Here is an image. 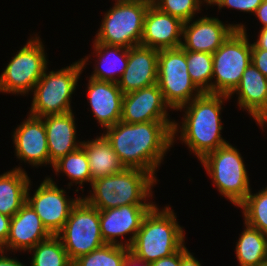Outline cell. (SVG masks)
<instances>
[{
    "label": "cell",
    "instance_id": "obj_21",
    "mask_svg": "<svg viewBox=\"0 0 267 266\" xmlns=\"http://www.w3.org/2000/svg\"><path fill=\"white\" fill-rule=\"evenodd\" d=\"M47 136L49 160L52 164L60 158L78 150L81 142H76V125L73 111L42 117Z\"/></svg>",
    "mask_w": 267,
    "mask_h": 266
},
{
    "label": "cell",
    "instance_id": "obj_26",
    "mask_svg": "<svg viewBox=\"0 0 267 266\" xmlns=\"http://www.w3.org/2000/svg\"><path fill=\"white\" fill-rule=\"evenodd\" d=\"M236 242V257L240 266H258L267 260V235L245 224Z\"/></svg>",
    "mask_w": 267,
    "mask_h": 266
},
{
    "label": "cell",
    "instance_id": "obj_41",
    "mask_svg": "<svg viewBox=\"0 0 267 266\" xmlns=\"http://www.w3.org/2000/svg\"><path fill=\"white\" fill-rule=\"evenodd\" d=\"M254 44L259 48V49H264L267 50V27L262 28L260 30L258 39Z\"/></svg>",
    "mask_w": 267,
    "mask_h": 266
},
{
    "label": "cell",
    "instance_id": "obj_43",
    "mask_svg": "<svg viewBox=\"0 0 267 266\" xmlns=\"http://www.w3.org/2000/svg\"><path fill=\"white\" fill-rule=\"evenodd\" d=\"M126 1H152V0H115V2H126Z\"/></svg>",
    "mask_w": 267,
    "mask_h": 266
},
{
    "label": "cell",
    "instance_id": "obj_37",
    "mask_svg": "<svg viewBox=\"0 0 267 266\" xmlns=\"http://www.w3.org/2000/svg\"><path fill=\"white\" fill-rule=\"evenodd\" d=\"M254 15L258 18V20L263 25L261 28L267 27V0H263V2L258 6Z\"/></svg>",
    "mask_w": 267,
    "mask_h": 266
},
{
    "label": "cell",
    "instance_id": "obj_32",
    "mask_svg": "<svg viewBox=\"0 0 267 266\" xmlns=\"http://www.w3.org/2000/svg\"><path fill=\"white\" fill-rule=\"evenodd\" d=\"M202 0H152V4L161 12L179 18L182 22L190 21L201 10Z\"/></svg>",
    "mask_w": 267,
    "mask_h": 266
},
{
    "label": "cell",
    "instance_id": "obj_13",
    "mask_svg": "<svg viewBox=\"0 0 267 266\" xmlns=\"http://www.w3.org/2000/svg\"><path fill=\"white\" fill-rule=\"evenodd\" d=\"M154 205H123L107 210H99V221L102 238L105 244H113L130 248L140 229L145 215ZM130 238L123 243L116 238L128 234Z\"/></svg>",
    "mask_w": 267,
    "mask_h": 266
},
{
    "label": "cell",
    "instance_id": "obj_17",
    "mask_svg": "<svg viewBox=\"0 0 267 266\" xmlns=\"http://www.w3.org/2000/svg\"><path fill=\"white\" fill-rule=\"evenodd\" d=\"M183 23L151 4L144 18L140 45L157 50L181 47Z\"/></svg>",
    "mask_w": 267,
    "mask_h": 266
},
{
    "label": "cell",
    "instance_id": "obj_18",
    "mask_svg": "<svg viewBox=\"0 0 267 266\" xmlns=\"http://www.w3.org/2000/svg\"><path fill=\"white\" fill-rule=\"evenodd\" d=\"M158 54L141 45L128 48V65L117 83L123 94L157 83Z\"/></svg>",
    "mask_w": 267,
    "mask_h": 266
},
{
    "label": "cell",
    "instance_id": "obj_36",
    "mask_svg": "<svg viewBox=\"0 0 267 266\" xmlns=\"http://www.w3.org/2000/svg\"><path fill=\"white\" fill-rule=\"evenodd\" d=\"M11 218L0 213V249L5 245L10 231Z\"/></svg>",
    "mask_w": 267,
    "mask_h": 266
},
{
    "label": "cell",
    "instance_id": "obj_11",
    "mask_svg": "<svg viewBox=\"0 0 267 266\" xmlns=\"http://www.w3.org/2000/svg\"><path fill=\"white\" fill-rule=\"evenodd\" d=\"M40 37H32L10 60L0 75V92L28 94L47 68V55Z\"/></svg>",
    "mask_w": 267,
    "mask_h": 266
},
{
    "label": "cell",
    "instance_id": "obj_44",
    "mask_svg": "<svg viewBox=\"0 0 267 266\" xmlns=\"http://www.w3.org/2000/svg\"><path fill=\"white\" fill-rule=\"evenodd\" d=\"M215 0H203V3H207V5H212L214 3Z\"/></svg>",
    "mask_w": 267,
    "mask_h": 266
},
{
    "label": "cell",
    "instance_id": "obj_6",
    "mask_svg": "<svg viewBox=\"0 0 267 266\" xmlns=\"http://www.w3.org/2000/svg\"><path fill=\"white\" fill-rule=\"evenodd\" d=\"M200 162L219 193L239 206L250 193V181L243 158L229 142L206 154Z\"/></svg>",
    "mask_w": 267,
    "mask_h": 266
},
{
    "label": "cell",
    "instance_id": "obj_14",
    "mask_svg": "<svg viewBox=\"0 0 267 266\" xmlns=\"http://www.w3.org/2000/svg\"><path fill=\"white\" fill-rule=\"evenodd\" d=\"M193 21V22H192ZM191 23V24H190ZM242 24H223L215 17H201L183 23L181 47L193 52L213 54Z\"/></svg>",
    "mask_w": 267,
    "mask_h": 266
},
{
    "label": "cell",
    "instance_id": "obj_38",
    "mask_svg": "<svg viewBox=\"0 0 267 266\" xmlns=\"http://www.w3.org/2000/svg\"><path fill=\"white\" fill-rule=\"evenodd\" d=\"M5 251L0 249V266H25L16 258H9Z\"/></svg>",
    "mask_w": 267,
    "mask_h": 266
},
{
    "label": "cell",
    "instance_id": "obj_15",
    "mask_svg": "<svg viewBox=\"0 0 267 266\" xmlns=\"http://www.w3.org/2000/svg\"><path fill=\"white\" fill-rule=\"evenodd\" d=\"M157 83L124 94L121 121L126 123H146L151 121H171Z\"/></svg>",
    "mask_w": 267,
    "mask_h": 266
},
{
    "label": "cell",
    "instance_id": "obj_34",
    "mask_svg": "<svg viewBox=\"0 0 267 266\" xmlns=\"http://www.w3.org/2000/svg\"><path fill=\"white\" fill-rule=\"evenodd\" d=\"M251 62L267 77V50L259 49L254 43H251Z\"/></svg>",
    "mask_w": 267,
    "mask_h": 266
},
{
    "label": "cell",
    "instance_id": "obj_28",
    "mask_svg": "<svg viewBox=\"0 0 267 266\" xmlns=\"http://www.w3.org/2000/svg\"><path fill=\"white\" fill-rule=\"evenodd\" d=\"M52 168L56 172V175L59 172H63L68 176L72 181L69 183V186H72V183L74 182L75 184H80L81 187L85 182H88L91 185L89 161L86 152L82 147L60 158L53 164Z\"/></svg>",
    "mask_w": 267,
    "mask_h": 266
},
{
    "label": "cell",
    "instance_id": "obj_27",
    "mask_svg": "<svg viewBox=\"0 0 267 266\" xmlns=\"http://www.w3.org/2000/svg\"><path fill=\"white\" fill-rule=\"evenodd\" d=\"M33 256L31 266H72L62 241L57 235L37 243L31 250Z\"/></svg>",
    "mask_w": 267,
    "mask_h": 266
},
{
    "label": "cell",
    "instance_id": "obj_4",
    "mask_svg": "<svg viewBox=\"0 0 267 266\" xmlns=\"http://www.w3.org/2000/svg\"><path fill=\"white\" fill-rule=\"evenodd\" d=\"M156 181L157 179L145 170L125 168L119 173L93 179L90 191L93 193L82 198L98 210L123 205H155L152 201H146L152 197L151 190Z\"/></svg>",
    "mask_w": 267,
    "mask_h": 266
},
{
    "label": "cell",
    "instance_id": "obj_2",
    "mask_svg": "<svg viewBox=\"0 0 267 266\" xmlns=\"http://www.w3.org/2000/svg\"><path fill=\"white\" fill-rule=\"evenodd\" d=\"M229 97L222 94L203 92L191 102L177 110L185 109L182 125H173V143L175 135L180 133L179 139L183 141L190 151L201 160L206 154L228 143L222 138L223 129L221 121V106ZM181 127V128H180ZM180 128V131H178Z\"/></svg>",
    "mask_w": 267,
    "mask_h": 266
},
{
    "label": "cell",
    "instance_id": "obj_31",
    "mask_svg": "<svg viewBox=\"0 0 267 266\" xmlns=\"http://www.w3.org/2000/svg\"><path fill=\"white\" fill-rule=\"evenodd\" d=\"M238 207L243 211L245 224L267 235V187L256 194L250 191Z\"/></svg>",
    "mask_w": 267,
    "mask_h": 266
},
{
    "label": "cell",
    "instance_id": "obj_16",
    "mask_svg": "<svg viewBox=\"0 0 267 266\" xmlns=\"http://www.w3.org/2000/svg\"><path fill=\"white\" fill-rule=\"evenodd\" d=\"M15 154L33 166L53 164L49 160L47 136L43 119L28 114L13 132Z\"/></svg>",
    "mask_w": 267,
    "mask_h": 266
},
{
    "label": "cell",
    "instance_id": "obj_8",
    "mask_svg": "<svg viewBox=\"0 0 267 266\" xmlns=\"http://www.w3.org/2000/svg\"><path fill=\"white\" fill-rule=\"evenodd\" d=\"M152 1L116 2L105 14L95 41L131 48L139 46L144 18Z\"/></svg>",
    "mask_w": 267,
    "mask_h": 266
},
{
    "label": "cell",
    "instance_id": "obj_30",
    "mask_svg": "<svg viewBox=\"0 0 267 266\" xmlns=\"http://www.w3.org/2000/svg\"><path fill=\"white\" fill-rule=\"evenodd\" d=\"M130 253L125 246L105 244L73 261L72 266H123Z\"/></svg>",
    "mask_w": 267,
    "mask_h": 266
},
{
    "label": "cell",
    "instance_id": "obj_5",
    "mask_svg": "<svg viewBox=\"0 0 267 266\" xmlns=\"http://www.w3.org/2000/svg\"><path fill=\"white\" fill-rule=\"evenodd\" d=\"M87 61H89L88 56L66 68L52 70L49 73L46 68L33 88V101L29 115L42 118L72 111L70 99Z\"/></svg>",
    "mask_w": 267,
    "mask_h": 266
},
{
    "label": "cell",
    "instance_id": "obj_22",
    "mask_svg": "<svg viewBox=\"0 0 267 266\" xmlns=\"http://www.w3.org/2000/svg\"><path fill=\"white\" fill-rule=\"evenodd\" d=\"M238 94L240 109L247 110L257 124L267 116V77H265L251 62L243 72V76L228 96Z\"/></svg>",
    "mask_w": 267,
    "mask_h": 266
},
{
    "label": "cell",
    "instance_id": "obj_23",
    "mask_svg": "<svg viewBox=\"0 0 267 266\" xmlns=\"http://www.w3.org/2000/svg\"><path fill=\"white\" fill-rule=\"evenodd\" d=\"M89 161L91 183L93 179L119 173L125 169L111 143L102 134L92 141H82Z\"/></svg>",
    "mask_w": 267,
    "mask_h": 266
},
{
    "label": "cell",
    "instance_id": "obj_10",
    "mask_svg": "<svg viewBox=\"0 0 267 266\" xmlns=\"http://www.w3.org/2000/svg\"><path fill=\"white\" fill-rule=\"evenodd\" d=\"M57 236L72 262L105 245L101 234L99 210L81 197Z\"/></svg>",
    "mask_w": 267,
    "mask_h": 266
},
{
    "label": "cell",
    "instance_id": "obj_33",
    "mask_svg": "<svg viewBox=\"0 0 267 266\" xmlns=\"http://www.w3.org/2000/svg\"><path fill=\"white\" fill-rule=\"evenodd\" d=\"M263 0H215L212 5H217L219 10L223 7L233 8L241 12L255 13Z\"/></svg>",
    "mask_w": 267,
    "mask_h": 266
},
{
    "label": "cell",
    "instance_id": "obj_25",
    "mask_svg": "<svg viewBox=\"0 0 267 266\" xmlns=\"http://www.w3.org/2000/svg\"><path fill=\"white\" fill-rule=\"evenodd\" d=\"M95 54L98 57L93 74L90 78L118 83L128 65V48L115 45H107L94 40ZM117 76V77H116Z\"/></svg>",
    "mask_w": 267,
    "mask_h": 266
},
{
    "label": "cell",
    "instance_id": "obj_3",
    "mask_svg": "<svg viewBox=\"0 0 267 266\" xmlns=\"http://www.w3.org/2000/svg\"><path fill=\"white\" fill-rule=\"evenodd\" d=\"M176 218L169 206L160 211L155 204L143 218L130 253L152 263L179 251L185 244V233Z\"/></svg>",
    "mask_w": 267,
    "mask_h": 266
},
{
    "label": "cell",
    "instance_id": "obj_19",
    "mask_svg": "<svg viewBox=\"0 0 267 266\" xmlns=\"http://www.w3.org/2000/svg\"><path fill=\"white\" fill-rule=\"evenodd\" d=\"M50 236L40 217L26 202L11 218L9 236L1 250L25 252Z\"/></svg>",
    "mask_w": 267,
    "mask_h": 266
},
{
    "label": "cell",
    "instance_id": "obj_35",
    "mask_svg": "<svg viewBox=\"0 0 267 266\" xmlns=\"http://www.w3.org/2000/svg\"><path fill=\"white\" fill-rule=\"evenodd\" d=\"M188 251L185 245L171 256L150 263V266H181V257Z\"/></svg>",
    "mask_w": 267,
    "mask_h": 266
},
{
    "label": "cell",
    "instance_id": "obj_9",
    "mask_svg": "<svg viewBox=\"0 0 267 266\" xmlns=\"http://www.w3.org/2000/svg\"><path fill=\"white\" fill-rule=\"evenodd\" d=\"M157 85L170 109L177 110L203 92L188 73L186 50L182 47L159 50Z\"/></svg>",
    "mask_w": 267,
    "mask_h": 266
},
{
    "label": "cell",
    "instance_id": "obj_40",
    "mask_svg": "<svg viewBox=\"0 0 267 266\" xmlns=\"http://www.w3.org/2000/svg\"><path fill=\"white\" fill-rule=\"evenodd\" d=\"M181 266H201V264L195 257H193L192 253L187 251L181 257Z\"/></svg>",
    "mask_w": 267,
    "mask_h": 266
},
{
    "label": "cell",
    "instance_id": "obj_7",
    "mask_svg": "<svg viewBox=\"0 0 267 266\" xmlns=\"http://www.w3.org/2000/svg\"><path fill=\"white\" fill-rule=\"evenodd\" d=\"M245 25L236 29L212 54L211 93L229 96L238 86L243 72L251 63V44Z\"/></svg>",
    "mask_w": 267,
    "mask_h": 266
},
{
    "label": "cell",
    "instance_id": "obj_12",
    "mask_svg": "<svg viewBox=\"0 0 267 266\" xmlns=\"http://www.w3.org/2000/svg\"><path fill=\"white\" fill-rule=\"evenodd\" d=\"M29 187L28 185L26 202L40 217L48 232L57 235L81 198L67 199L64 189H60L50 177L44 179L32 197L29 195Z\"/></svg>",
    "mask_w": 267,
    "mask_h": 266
},
{
    "label": "cell",
    "instance_id": "obj_42",
    "mask_svg": "<svg viewBox=\"0 0 267 266\" xmlns=\"http://www.w3.org/2000/svg\"><path fill=\"white\" fill-rule=\"evenodd\" d=\"M258 124L261 128H264V126L267 124V116H265Z\"/></svg>",
    "mask_w": 267,
    "mask_h": 266
},
{
    "label": "cell",
    "instance_id": "obj_45",
    "mask_svg": "<svg viewBox=\"0 0 267 266\" xmlns=\"http://www.w3.org/2000/svg\"><path fill=\"white\" fill-rule=\"evenodd\" d=\"M258 266H267V260L262 262V263H260Z\"/></svg>",
    "mask_w": 267,
    "mask_h": 266
},
{
    "label": "cell",
    "instance_id": "obj_39",
    "mask_svg": "<svg viewBox=\"0 0 267 266\" xmlns=\"http://www.w3.org/2000/svg\"><path fill=\"white\" fill-rule=\"evenodd\" d=\"M150 266V263L136 258L133 254L129 253L123 263V266Z\"/></svg>",
    "mask_w": 267,
    "mask_h": 266
},
{
    "label": "cell",
    "instance_id": "obj_29",
    "mask_svg": "<svg viewBox=\"0 0 267 266\" xmlns=\"http://www.w3.org/2000/svg\"><path fill=\"white\" fill-rule=\"evenodd\" d=\"M188 73L194 84L202 91L211 93L213 56L207 52L186 50Z\"/></svg>",
    "mask_w": 267,
    "mask_h": 266
},
{
    "label": "cell",
    "instance_id": "obj_1",
    "mask_svg": "<svg viewBox=\"0 0 267 266\" xmlns=\"http://www.w3.org/2000/svg\"><path fill=\"white\" fill-rule=\"evenodd\" d=\"M175 121L146 123L117 122L106 128V139L111 143L125 168L142 169L155 178V172L173 145Z\"/></svg>",
    "mask_w": 267,
    "mask_h": 266
},
{
    "label": "cell",
    "instance_id": "obj_20",
    "mask_svg": "<svg viewBox=\"0 0 267 266\" xmlns=\"http://www.w3.org/2000/svg\"><path fill=\"white\" fill-rule=\"evenodd\" d=\"M87 96L95 119L106 129L121 121L124 94L117 83L89 78Z\"/></svg>",
    "mask_w": 267,
    "mask_h": 266
},
{
    "label": "cell",
    "instance_id": "obj_24",
    "mask_svg": "<svg viewBox=\"0 0 267 266\" xmlns=\"http://www.w3.org/2000/svg\"><path fill=\"white\" fill-rule=\"evenodd\" d=\"M22 167L0 175V213L13 217L26 203V192L31 185Z\"/></svg>",
    "mask_w": 267,
    "mask_h": 266
}]
</instances>
